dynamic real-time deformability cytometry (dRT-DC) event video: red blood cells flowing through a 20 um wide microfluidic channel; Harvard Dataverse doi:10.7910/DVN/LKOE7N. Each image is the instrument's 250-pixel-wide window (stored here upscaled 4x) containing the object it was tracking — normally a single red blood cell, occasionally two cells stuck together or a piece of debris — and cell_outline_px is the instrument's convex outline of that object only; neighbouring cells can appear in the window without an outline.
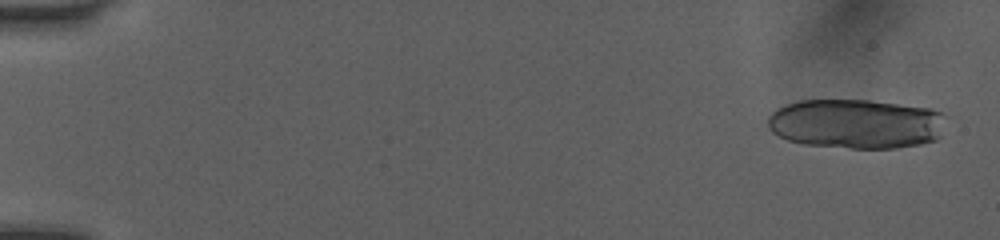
{"species": "human", "species_latin": "Homo sapiens", "temperature_condition": "room temperature", "stored_images_in_passage": 18, "camera_frame_rate_fps": 3000, "um_per_image_px": 0.085, "donor": {"sex": "female"}, "frame": {"image": 1, "passage_image": 2, "time_ms": 0.333, "image_size_px": [1000, 240], "cell_outline_px": [[948, 116], [940, 136], [936, 140], [920, 144], [896, 148], [848, 148], [804, 144], [788, 140], [772, 132], [768, 128], [768, 116], [776, 108], [784, 104], [800, 100], [868, 100], [932, 108], [944, 112]], "centroid_in_image_um": [72.8, 10.51], "position_along_channel_um": 12.2, "area_um2": 52.19}}